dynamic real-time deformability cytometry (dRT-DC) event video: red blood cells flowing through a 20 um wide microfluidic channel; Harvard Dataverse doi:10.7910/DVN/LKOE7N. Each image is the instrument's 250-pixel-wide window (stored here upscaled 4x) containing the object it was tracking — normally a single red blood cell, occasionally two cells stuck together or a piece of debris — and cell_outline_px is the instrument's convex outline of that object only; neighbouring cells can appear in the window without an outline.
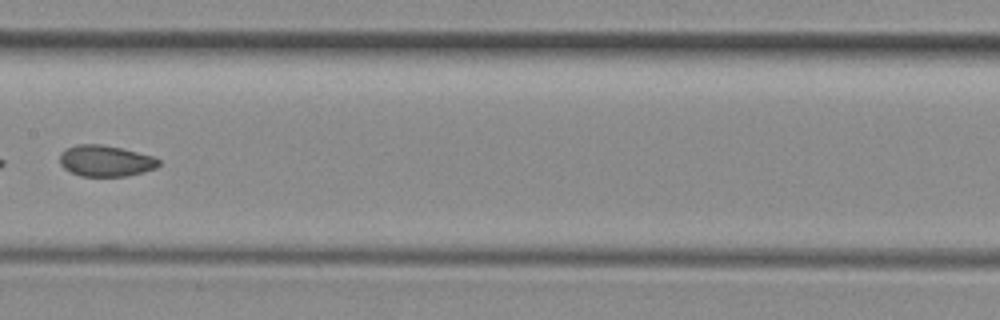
{"species": "common noctule bat (a hibernating species)", "species_latin": "Nyctalus noctula", "temperature_condition": "room temperature", "stored_images_in_passage": 7, "camera_frame_rate_fps": 3000, "um_per_image_px": 0.085, "animal": {"sex": "female", "body_mass_g": 29.2, "forearm_length_mm": 56.3}, "frame": {"image": 1, "passage_image": 6, "time_ms": 5.667, "image_size_px": [1000, 320], "cell_outline_px": [[160, 164], [156, 168], [144, 172], [128, 176], [80, 176], [64, 168], [60, 164], [60, 152], [76, 144], [100, 144], [120, 148], [152, 156], [160, 160]], "centroid_in_image_um": [8.97, 13.68], "position_along_channel_um": 198.4, "area_um2": 17.92}}
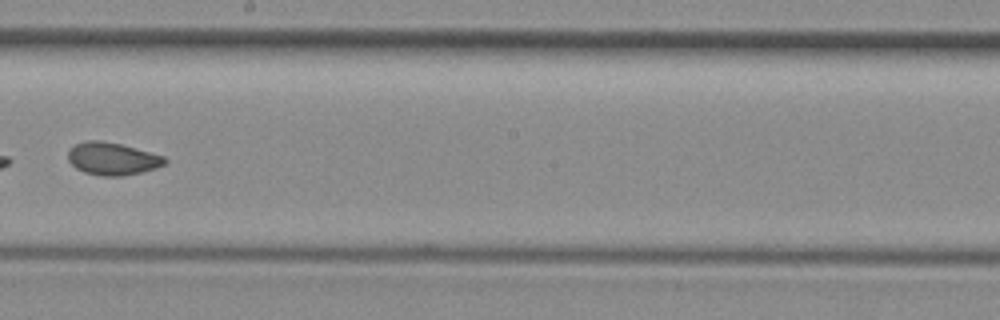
{"frame": {"image": 2, "passage_image": 7, "time_ms": 6.667, "image_size_px": [1000, 320], "cell_outline_px": [[168, 160], [164, 164], [156, 168], [140, 172], [120, 176], [100, 176], [84, 172], [76, 168], [68, 160], [68, 148], [76, 144], [88, 140], [100, 140], [120, 144], [164, 156]], "centroid_in_image_um": [9.52, 13.49], "position_along_channel_um": 238.7, "area_um2": 18.26}}